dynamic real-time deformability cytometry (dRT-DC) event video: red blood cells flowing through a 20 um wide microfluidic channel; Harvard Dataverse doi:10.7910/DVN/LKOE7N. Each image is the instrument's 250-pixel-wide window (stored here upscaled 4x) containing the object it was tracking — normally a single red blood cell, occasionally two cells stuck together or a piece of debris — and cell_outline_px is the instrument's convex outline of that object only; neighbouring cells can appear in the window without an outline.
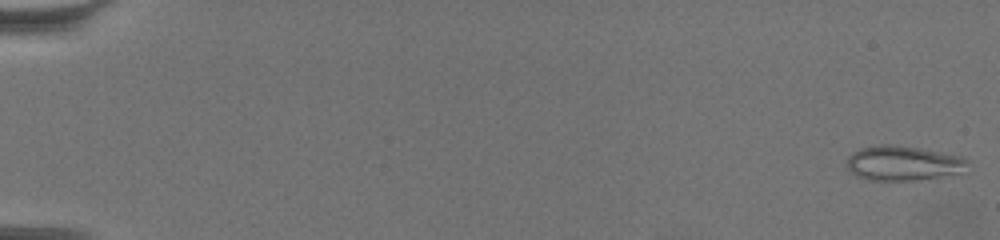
{"species": "common noctule bat (a hibernating species)", "species_latin": "Nyctalus noctula", "temperature_condition": "warm", "stored_images_in_passage": 62, "camera_frame_rate_fps": 3000, "um_per_image_px": 0.085, "animal": {"sex": "female", "body_mass_g": 19.5, "forearm_length_mm": 54.1}, "frame": {"image": 1, "passage_image": 1, "time_ms": 0.0, "image_size_px": [1000, 240], "cell_outline_px": [[968, 160], [956, 172], [916, 180], [868, 180], [856, 176], [844, 164], [848, 156], [852, 152], [860, 148], [880, 144], [896, 144], [920, 148], [964, 156]], "centroid_in_image_um": [76.63, 13.84], "position_along_channel_um": 8.4, "area_um2": 24.16}}
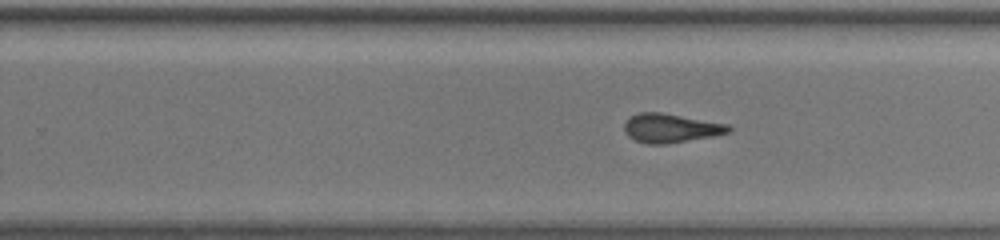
{"frame": {"image": 2, "passage_image": 41, "time_ms": 13.333, "image_size_px": [1000, 240], "cell_outline_px": [[732, 128], [728, 132], [712, 136], [664, 144], [648, 144], [636, 140], [628, 136], [624, 132], [624, 124], [632, 116], [640, 112], [664, 112], [728, 124]], "centroid_in_image_um": [57.0, 10.88], "position_along_channel_um": 272.8, "area_um2": 17.46}}
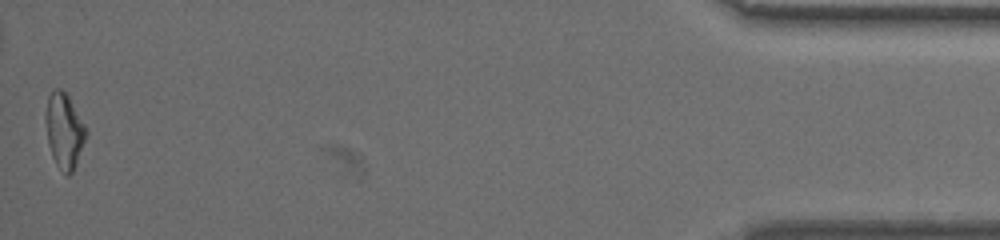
{"frame": {"image": 3, "passage_image": 62, "time_ms": 20.333, "image_size_px": [1000, 240], "cell_outline_px": [[88, 132], [76, 164], [72, 172], [68, 176], [56, 164], [52, 156], [48, 144], [44, 120], [44, 116], [48, 96], [52, 88], [60, 88], [68, 96], [84, 124]], "centroid_in_image_um": [5.43, 11.08], "position_along_channel_um": 429.8, "area_um2": 17.69}, "authors_computed_cell_mechanics": {"area_um2": 17.9469, "velocity_mm_per_s": 3.4396, "shape_relaxation_time_tau1_ms": 8.181, "shape_relaxation_time_tau2_ms": 1.6914, "deformation_change_tau1": 0.1974, "deformation_change_tau2": 0.1049}}